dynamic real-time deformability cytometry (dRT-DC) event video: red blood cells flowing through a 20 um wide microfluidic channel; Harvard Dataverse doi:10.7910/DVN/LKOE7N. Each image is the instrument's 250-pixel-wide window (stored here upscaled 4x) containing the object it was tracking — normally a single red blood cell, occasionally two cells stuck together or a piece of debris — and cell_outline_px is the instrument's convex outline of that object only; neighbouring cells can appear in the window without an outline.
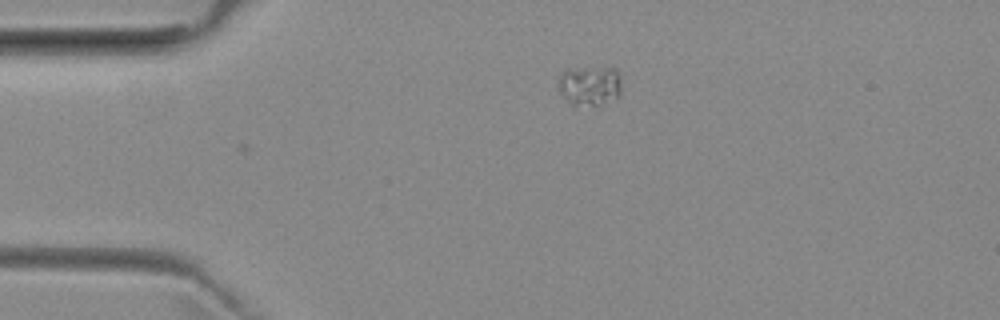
{"species": "common noctule bat (a hibernating species)", "species_latin": "Nyctalus noctula", "temperature_condition": "room temperature", "stored_images_in_passage": 28, "camera_frame_rate_fps": 3000, "um_per_image_px": 0.085, "animal": {"sex": "female", "body_mass_g": 29.2, "forearm_length_mm": 56.3}, "frame": {"image": 1, "passage_image": 1, "time_ms": 0.0, "image_size_px": [1000, 320], "cell_outline_px": [[620, 96], [616, 100], [596, 104], [572, 104], [560, 92], [556, 84], [560, 72], [568, 68], [616, 68], [620, 76]], "centroid_in_image_um": [50.11, 7.24], "position_along_channel_um": 34.9, "area_um2": 14.68}}
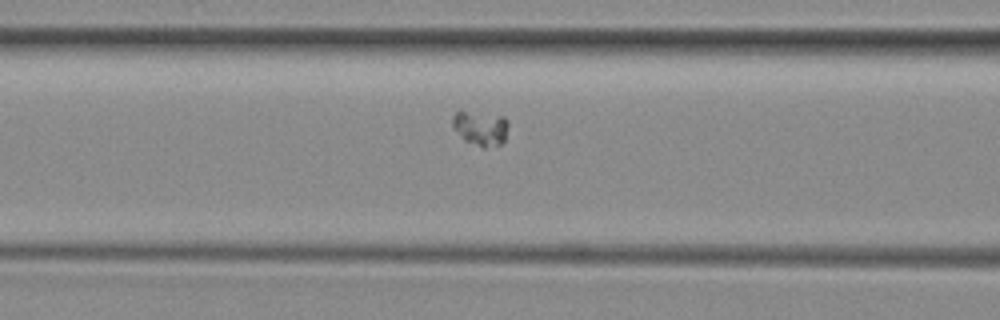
{"frame": {"image": 2, "passage_image": 11, "time_ms": 3.333, "image_size_px": [1000, 320], "cell_outline_px": [[508, 124], [504, 140], [500, 144], [484, 148], [464, 140], [452, 128], [452, 116], [460, 108], [504, 116], [508, 120]], "centroid_in_image_um": [40.8, 10.83], "position_along_channel_um": 125.8, "area_um2": 11.73}}
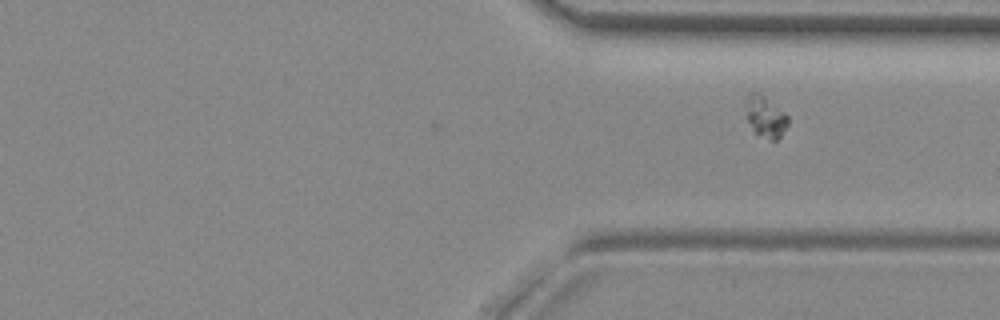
{"frame": {"image": 3, "passage_image": 28, "time_ms": 9.0, "image_size_px": [1000, 320], "cell_outline_px": [[788, 124], [780, 136], [776, 140], [772, 140], [756, 136], [748, 120], [744, 104], [744, 96], [748, 92], [760, 92], [784, 112], [788, 116]], "centroid_in_image_um": [65.01, 9.88], "position_along_channel_um": 346.4, "area_um2": 10.46}}